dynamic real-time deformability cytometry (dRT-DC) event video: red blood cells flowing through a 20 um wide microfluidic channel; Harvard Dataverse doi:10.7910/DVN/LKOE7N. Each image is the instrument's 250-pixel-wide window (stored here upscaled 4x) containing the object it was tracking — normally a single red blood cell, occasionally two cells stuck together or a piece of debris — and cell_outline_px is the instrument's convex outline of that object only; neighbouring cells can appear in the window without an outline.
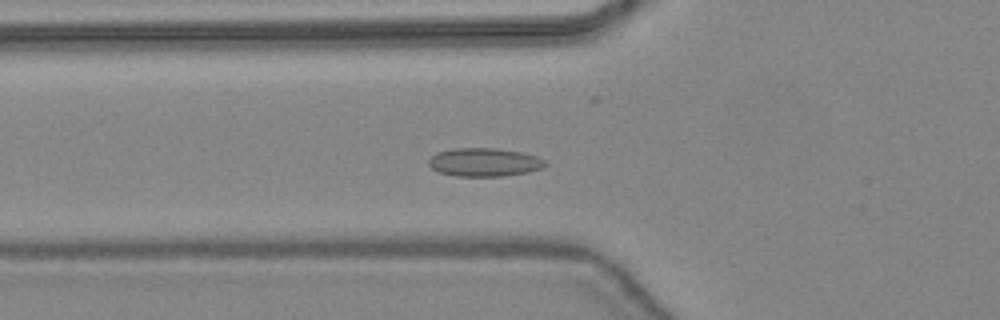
{"species": "common noctule bat (a hibernating species)", "species_latin": "Nyctalus noctula", "temperature_condition": "warm", "stored_images_in_passage": 45, "camera_frame_rate_fps": 3000, "um_per_image_px": 0.085, "animal": {"sex": "female", "body_mass_g": 24.6, "forearm_length_mm": 56.2}, "frame": {"image": 1, "passage_image": 15, "time_ms": 4.667, "image_size_px": [1000, 320], "cell_outline_px": [[548, 164], [540, 168], [528, 172], [500, 176], [456, 176], [440, 172], [432, 168], [428, 164], [428, 160], [436, 152], [456, 148], [496, 148], [520, 152], [536, 156], [544, 160]], "centroid_in_image_um": [41.14, 13.78], "position_along_channel_um": 84.7, "area_um2": 19.13}}
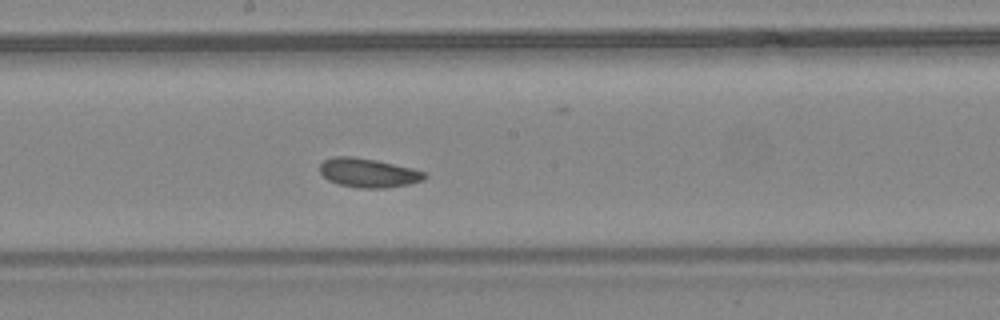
{"frame": {"image": 2, "passage_image": 24, "time_ms": 7.667, "image_size_px": [1000, 320], "cell_outline_px": [[428, 176], [424, 180], [408, 184], [384, 188], [360, 188], [340, 184], [328, 180], [320, 172], [320, 164], [324, 160], [332, 156], [352, 156], [376, 160], [412, 168], [424, 172]], "centroid_in_image_um": [31.3, 14.68], "position_along_channel_um": 216.9, "area_um2": 17.69}}
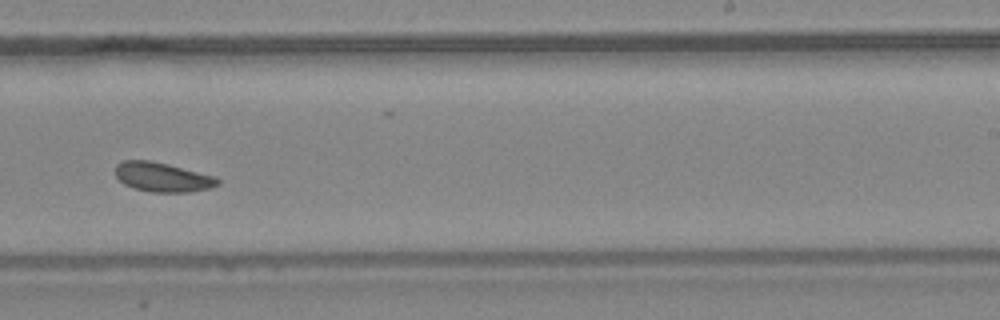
{"frame": {"image": 3, "passage_image": 28, "time_ms": 9.0, "image_size_px": [1000, 320], "cell_outline_px": [[220, 184], [212, 188], [192, 192], [152, 192], [132, 188], [124, 184], [116, 176], [116, 164], [124, 160], [152, 160], [216, 176], [220, 180]], "centroid_in_image_um": [13.85, 15.06], "position_along_channel_um": 275.2, "area_um2": 17.74}, "authors_computed_cell_mechanics": {"area_um2": 17.9758, "velocity_mm_per_s": 4.3899, "shape_relaxation_time_tau1_ms": 6.1653, "shape_relaxation_time_tau2_ms": 3.981, "deformation_change_tau1": 0.091, "deformation_change_tau2": 0.0705}}